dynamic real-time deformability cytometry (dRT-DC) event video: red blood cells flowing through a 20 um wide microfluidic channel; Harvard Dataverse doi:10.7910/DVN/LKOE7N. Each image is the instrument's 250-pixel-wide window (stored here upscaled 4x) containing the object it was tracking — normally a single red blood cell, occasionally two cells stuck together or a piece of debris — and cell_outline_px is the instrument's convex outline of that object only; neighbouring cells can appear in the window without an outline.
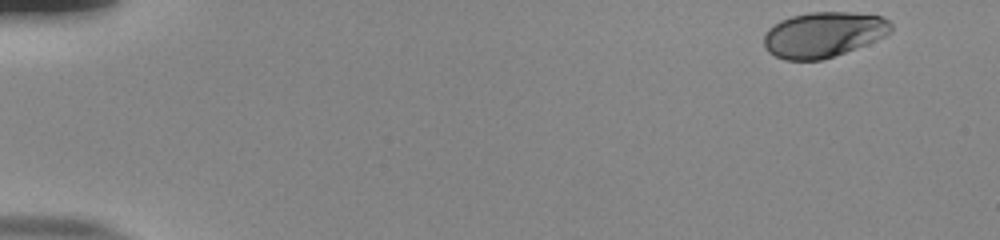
{"species": "human", "species_latin": "Homo sapiens", "temperature_condition": "room temperature", "stored_images_in_passage": 51, "camera_frame_rate_fps": 3000, "um_per_image_px": 0.085, "donor": {"sex": "male"}, "frame": {"image": 1, "passage_image": 1, "time_ms": 0.0, "image_size_px": [1000, 240], "cell_outline_px": [[892, 32], [884, 36], [856, 48], [820, 60], [784, 60], [768, 52], [764, 48], [764, 36], [768, 28], [780, 20], [792, 16], [812, 12], [848, 12], [884, 16], [892, 24]], "centroid_in_image_um": [69.98, 2.93], "position_along_channel_um": 15.0, "area_um2": 33.52}}
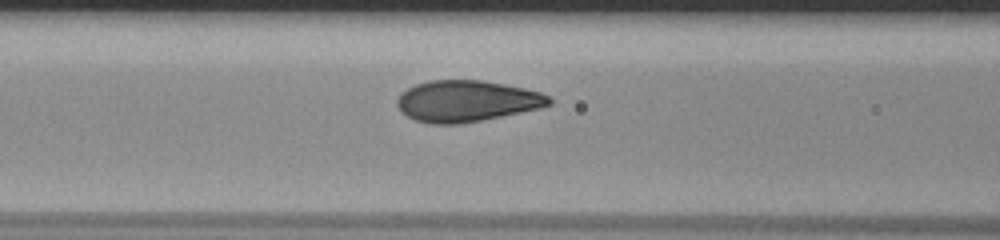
{"frame": {"image": 2, "passage_image": 21, "time_ms": 6.667, "image_size_px": [1000, 240], "cell_outline_px": [[552, 104], [520, 112], [460, 124], [432, 124], [416, 120], [400, 112], [396, 104], [396, 100], [400, 92], [416, 84], [432, 80], [480, 80], [504, 84], [524, 88], [540, 92], [548, 96], [552, 100]], "centroid_in_image_um": [39.61, 8.59], "position_along_channel_um": 127.0, "area_um2": 36.36}}
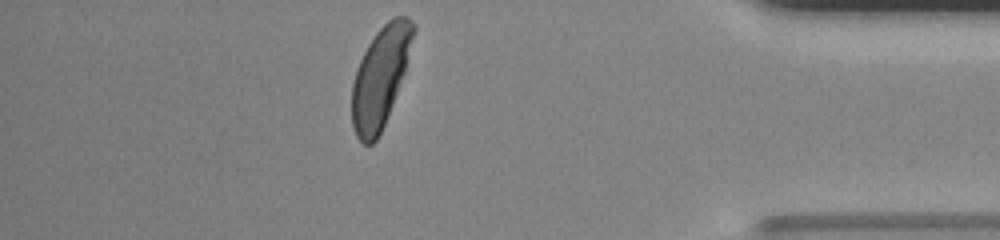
{"frame": {"image": 3, "passage_image": 45, "time_ms": 14.667, "image_size_px": [1000, 240], "cell_outline_px": [[416, 28], [404, 72], [384, 124], [376, 140], [372, 144], [364, 144], [356, 136], [352, 128], [352, 84], [356, 68], [368, 44], [376, 32], [392, 16], [404, 16], [412, 20], [416, 24]], "centroid_in_image_um": [32.32, 6.52], "position_along_channel_um": 402.9, "area_um2": 35.37}, "authors_computed_cell_mechanics": {"area_um2": 36.0672, "velocity_mm_per_s": 3.8434, "shape_relaxation_time_tau1_ms": 2.9031, "shape_relaxation_time_tau2_ms": null, "deformation_change_tau1": 0.1419, "deformation_change_tau2": null}}